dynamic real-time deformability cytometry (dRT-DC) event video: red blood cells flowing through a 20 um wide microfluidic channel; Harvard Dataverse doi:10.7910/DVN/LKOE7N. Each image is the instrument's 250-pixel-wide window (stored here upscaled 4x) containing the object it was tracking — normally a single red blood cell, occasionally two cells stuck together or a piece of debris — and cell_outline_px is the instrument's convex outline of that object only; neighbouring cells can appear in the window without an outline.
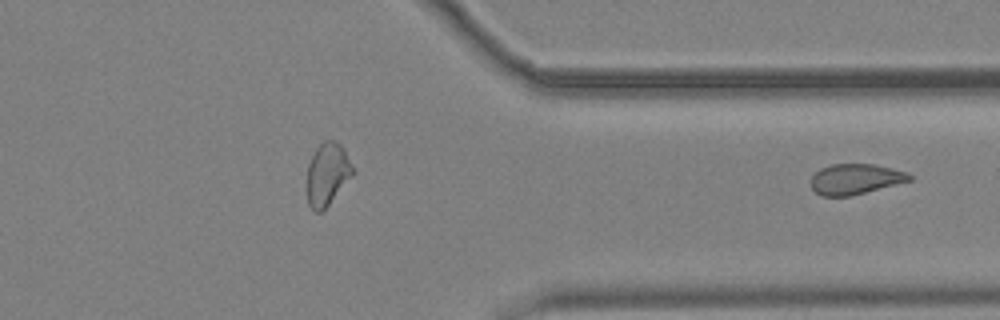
{"species": "common noctule bat (a hibernating species)", "species_latin": "Nyctalus noctula", "temperature_condition": "cold", "stored_images_in_passage": 31, "segment_of_instrument_passage": [2, 2], "camera_frame_rate_fps": 3000, "um_per_image_px": 0.085, "animal": {"sex": "male", "body_mass_g": 19.2, "forearm_length_mm": 51.8}, "frame": {"image": 1, "passage_image": 31, "time_ms": 10.0, "image_size_px": [1000, 320], "cell_outline_px": [[912, 180], [852, 196], [820, 196], [812, 188], [812, 176], [820, 168], [832, 164], [872, 164], [892, 168], [908, 172], [912, 176]], "centroid_in_image_um": [72.72, 15.22], "position_along_channel_um": 338.7, "area_um2": 17.51}}